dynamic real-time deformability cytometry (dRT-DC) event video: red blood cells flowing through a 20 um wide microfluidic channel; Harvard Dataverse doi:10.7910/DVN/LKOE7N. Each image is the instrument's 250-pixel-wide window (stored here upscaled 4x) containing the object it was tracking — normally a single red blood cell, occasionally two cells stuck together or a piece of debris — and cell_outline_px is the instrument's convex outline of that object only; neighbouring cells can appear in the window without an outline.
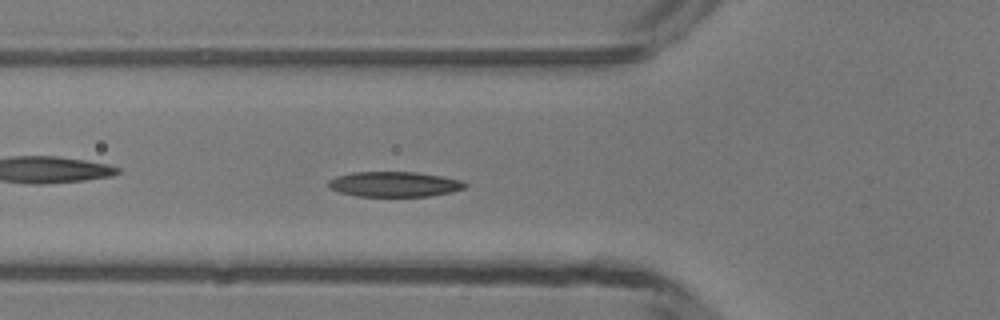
{"species": "common noctule bat (a hibernating species)", "species_latin": "Nyctalus noctula", "temperature_condition": "room temperature", "stored_images_in_passage": 47, "camera_frame_rate_fps": 3000, "um_per_image_px": 0.085, "animal": {"sex": "male", "body_mass_g": 13.3}, "frame": {"image": 1, "passage_image": 14, "time_ms": 4.333, "image_size_px": [1000, 320], "cell_outline_px": [[468, 184], [464, 188], [452, 192], [428, 196], [356, 196], [340, 192], [328, 188], [328, 180], [336, 176], [352, 172], [416, 172], [440, 176], [460, 180]], "centroid_in_image_um": [33.48, 15.66], "position_along_channel_um": 92.3, "area_um2": 20.0}}
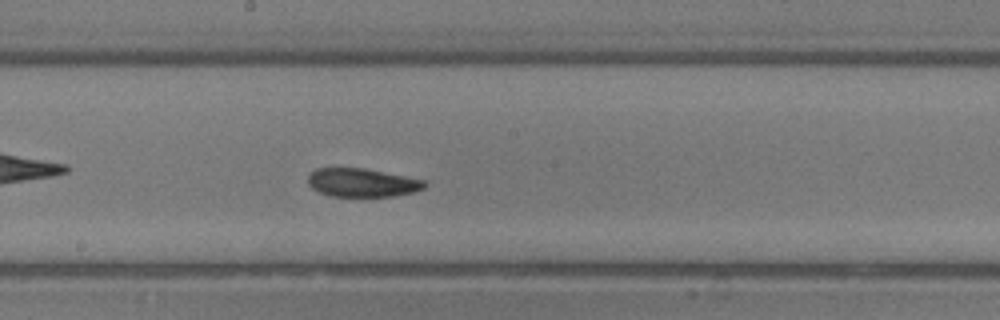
{"frame": {"image": 2, "passage_image": 23, "time_ms": 7.333, "image_size_px": [1000, 320], "cell_outline_px": [[428, 184], [424, 188], [416, 192], [392, 196], [332, 196], [320, 192], [312, 188], [308, 184], [308, 172], [316, 168], [364, 168], [424, 180]], "centroid_in_image_um": [30.77, 15.52], "position_along_channel_um": 217.4, "area_um2": 19.36}}
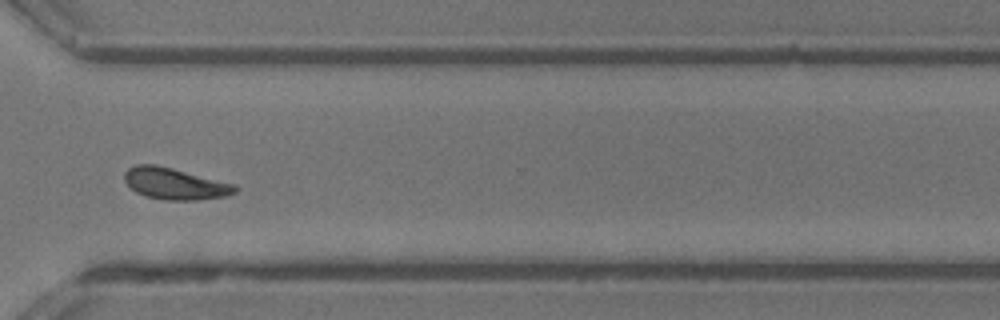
{"frame": {"image": 3, "passage_image": 33, "time_ms": 10.667, "image_size_px": [1000, 320], "cell_outline_px": [[240, 188], [236, 192], [228, 196], [200, 200], [164, 200], [144, 196], [136, 192], [124, 180], [124, 172], [128, 168], [136, 164], [156, 164], [236, 184]], "centroid_in_image_um": [14.9, 15.62], "position_along_channel_um": 355.7, "area_um2": 20.58}, "authors_computed_cell_mechanics": {"area_um2": 19.7676, "velocity_mm_per_s": 4.1585, "shape_relaxation_time_tau1_ms": 4.6461, "shape_relaxation_time_tau2_ms": 2.9045, "deformation_change_tau1": 0.1367, "deformation_change_tau2": 0.0994}}